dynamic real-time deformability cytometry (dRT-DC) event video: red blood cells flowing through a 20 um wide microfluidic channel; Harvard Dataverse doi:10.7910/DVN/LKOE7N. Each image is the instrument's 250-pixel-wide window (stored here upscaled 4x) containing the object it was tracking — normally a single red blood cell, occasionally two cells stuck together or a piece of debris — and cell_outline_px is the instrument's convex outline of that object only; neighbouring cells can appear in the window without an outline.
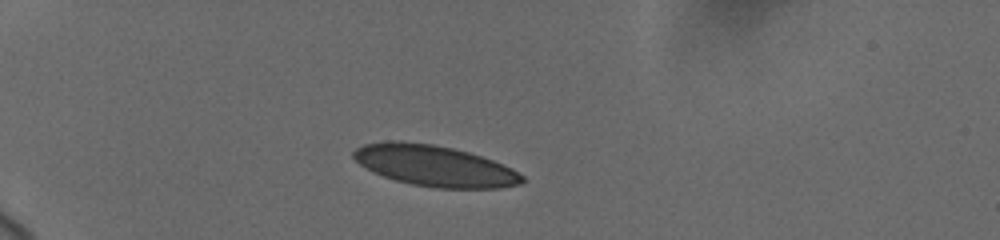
{"species": "human", "species_latin": "Homo sapiens", "temperature_condition": "cold", "stored_images_in_passage": 4, "camera_frame_rate_fps": 3000, "um_per_image_px": 0.085, "donor": {"sex": "female"}, "frame": {"image": 1, "passage_image": 2, "time_ms": 1.333, "image_size_px": [1000, 240], "cell_outline_px": [[524, 180], [520, 184], [500, 188], [436, 188], [412, 184], [396, 180], [372, 172], [360, 164], [352, 156], [352, 152], [356, 148], [364, 144], [388, 140], [432, 144], [452, 148], [468, 152], [492, 160], [512, 168], [524, 176]], "centroid_in_image_um": [36.93, 14.09], "position_along_channel_um": 48.1, "area_um2": 40.06}}
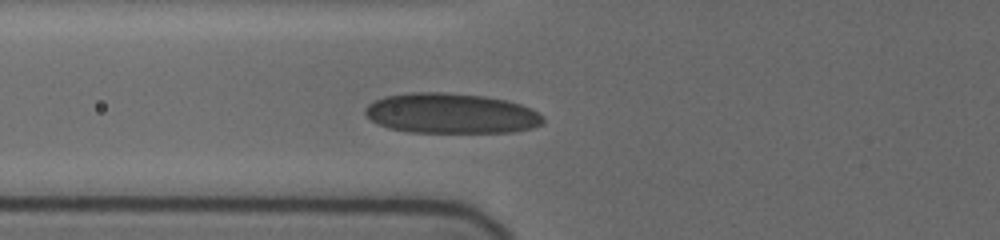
{"frame": {"image": 2, "passage_image": 4, "time_ms": 3.667, "image_size_px": [1000, 240], "cell_outline_px": [[544, 120], [540, 124], [532, 128], [512, 132], [408, 132], [388, 128], [372, 120], [364, 112], [364, 108], [368, 104], [384, 96], [412, 92], [444, 92], [484, 96], [504, 100], [520, 104], [544, 116]], "centroid_in_image_um": [38.31, 9.64], "position_along_channel_um": 87.5, "area_um2": 41.5}}